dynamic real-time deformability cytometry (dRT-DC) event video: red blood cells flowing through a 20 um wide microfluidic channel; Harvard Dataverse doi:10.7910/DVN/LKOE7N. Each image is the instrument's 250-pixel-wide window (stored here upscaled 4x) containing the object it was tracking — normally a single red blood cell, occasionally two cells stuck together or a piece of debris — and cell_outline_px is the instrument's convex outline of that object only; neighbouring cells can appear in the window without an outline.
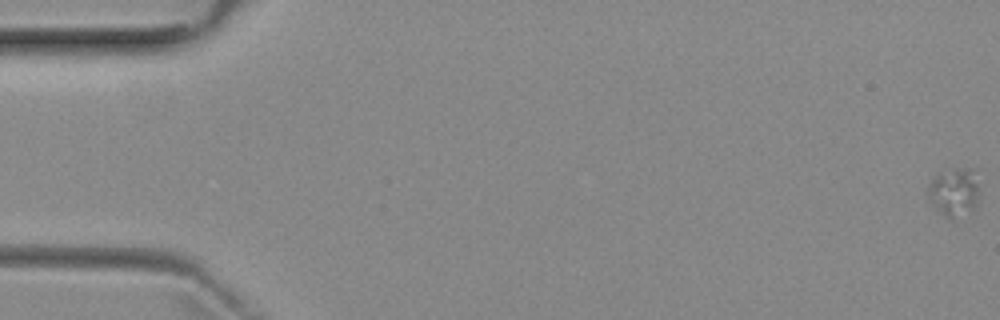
{"species": "common noctule bat (a hibernating species)", "species_latin": "Nyctalus noctula", "temperature_condition": "room temperature", "stored_images_in_passage": 5, "camera_frame_rate_fps": 3000, "um_per_image_px": 0.085, "animal": {"sex": "female", "body_mass_g": 29.2, "forearm_length_mm": 56.3}, "frame": {"image": 1, "passage_image": 1, "time_ms": 0.0, "image_size_px": [1000, 320], "cell_outline_px": [[980, 168], [976, 208], [948, 216], [944, 216], [940, 212], [932, 200], [928, 188], [928, 184], [936, 172], [952, 168]], "centroid_in_image_um": [81.17, 16.16], "position_along_channel_um": 3.8, "area_um2": 14.33}}
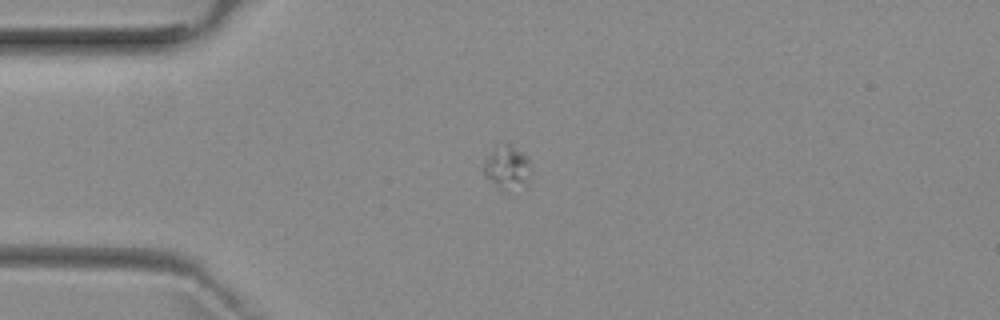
{"frame": {"image": 2, "passage_image": 5, "time_ms": 4.667, "image_size_px": [1000, 320], "cell_outline_px": [[528, 164], [524, 184], [504, 192], [484, 176], [484, 160], [492, 152], [508, 144], [528, 156]], "centroid_in_image_um": [43.04, 14.27], "position_along_channel_um": 42.0, "area_um2": 10.98}}